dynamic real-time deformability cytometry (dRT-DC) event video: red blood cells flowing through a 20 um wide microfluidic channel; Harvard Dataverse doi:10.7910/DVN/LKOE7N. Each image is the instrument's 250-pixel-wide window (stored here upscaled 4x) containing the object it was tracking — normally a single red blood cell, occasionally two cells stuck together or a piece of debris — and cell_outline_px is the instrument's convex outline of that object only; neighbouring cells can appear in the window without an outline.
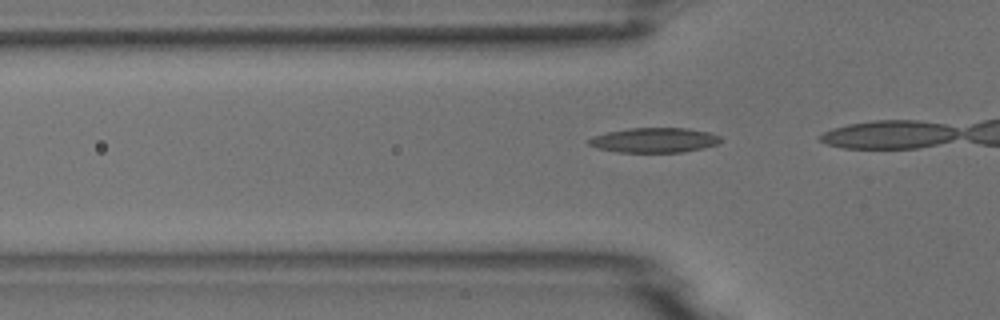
{"species": "common noctule bat (a hibernating species)", "species_latin": "Nyctalus noctula", "temperature_condition": "room temperature", "stored_images_in_passage": 18, "camera_frame_rate_fps": 3000, "um_per_image_px": 0.085, "animal": {"sex": "male", "body_mass_g": 18.8}, "frame": {"image": 1, "passage_image": 12, "time_ms": 3.667, "image_size_px": [1000, 320], "cell_outline_px": [[724, 140], [716, 144], [704, 148], [684, 152], [616, 152], [596, 148], [588, 144], [588, 140], [592, 136], [608, 132], [628, 128], [688, 128], [708, 132], [720, 136]], "centroid_in_image_um": [55.62, 11.91], "position_along_channel_um": 70.2, "area_um2": 19.19}}